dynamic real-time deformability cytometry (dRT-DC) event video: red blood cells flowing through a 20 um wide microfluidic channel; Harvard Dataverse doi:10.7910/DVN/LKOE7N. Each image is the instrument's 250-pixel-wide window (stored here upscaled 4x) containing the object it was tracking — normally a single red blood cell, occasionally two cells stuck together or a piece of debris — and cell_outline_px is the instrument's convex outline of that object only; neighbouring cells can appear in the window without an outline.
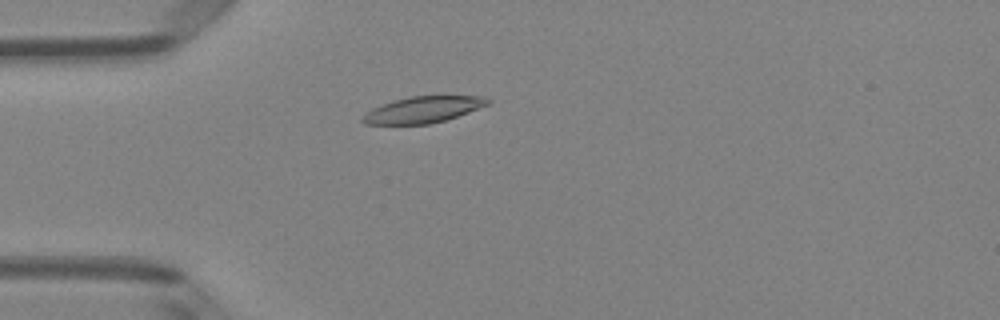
{"species": "Egyptian fruit bat (a non-hibernating species)", "species_latin": "Rousettus aegyptiacus", "temperature_condition": "room temperature", "stored_images_in_passage": 50, "camera_frame_rate_fps": 3000, "um_per_image_px": 0.085, "animal": {"sex": "female"}, "frame": {"image": 1, "passage_image": 13, "time_ms": 4.0, "image_size_px": [1000, 320], "cell_outline_px": [[492, 104], [444, 120], [428, 124], [364, 124], [360, 120], [372, 108], [408, 96], [484, 96], [492, 100]], "centroid_in_image_um": [36.02, 9.31], "position_along_channel_um": 49.0, "area_um2": 19.02}}
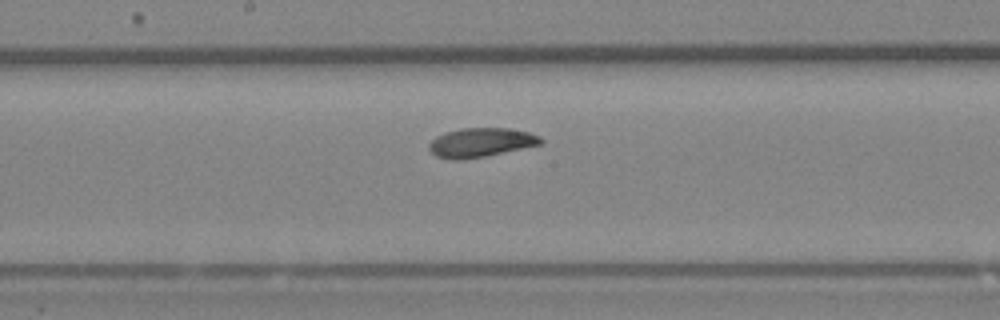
{"frame": {"image": 2, "passage_image": 26, "time_ms": 8.333, "image_size_px": [1000, 320], "cell_outline_px": [[544, 140], [540, 144], [484, 156], [464, 160], [452, 160], [436, 156], [428, 148], [428, 144], [436, 136], [444, 132], [460, 128], [508, 128], [528, 132], [540, 136]], "centroid_in_image_um": [40.82, 12.11], "position_along_channel_um": 207.4, "area_um2": 18.9}}
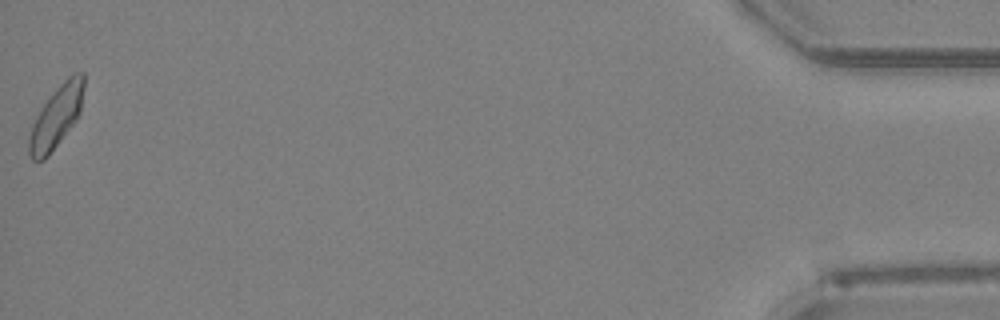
{"frame": {"image": 3, "passage_image": 50, "time_ms": 16.333, "image_size_px": [1000, 320], "cell_outline_px": [[84, 88], [80, 112], [76, 120], [48, 156], [44, 160], [32, 160], [28, 152], [28, 140], [32, 124], [36, 116], [52, 92], [72, 72], [84, 72]], "centroid_in_image_um": [4.79, 9.91], "position_along_channel_um": 430.4, "area_um2": 19.71}, "authors_computed_cell_mechanics": {"area_um2": 19.0162, "velocity_mm_per_s": 3.978, "shape_relaxation_time_tau1_ms": 6.4456, "shape_relaxation_time_tau2_ms": 2.8999, "deformation_change_tau1": 0.1491, "deformation_change_tau2": 0.0824}}